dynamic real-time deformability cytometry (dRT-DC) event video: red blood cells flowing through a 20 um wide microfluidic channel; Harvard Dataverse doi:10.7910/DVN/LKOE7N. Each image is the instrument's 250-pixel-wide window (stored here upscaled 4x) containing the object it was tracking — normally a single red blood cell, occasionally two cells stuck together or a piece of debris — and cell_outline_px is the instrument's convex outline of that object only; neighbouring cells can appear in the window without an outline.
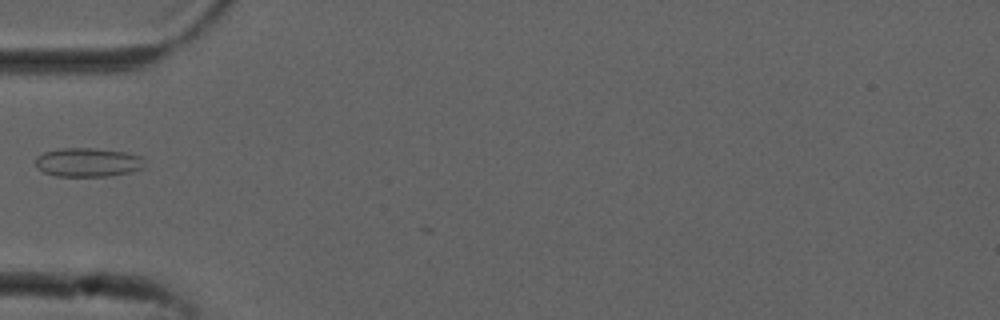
{"species": "common noctule bat (a hibernating species)", "species_latin": "Nyctalus noctula", "temperature_condition": "cold", "stored_images_in_passage": 7, "camera_frame_rate_fps": 3000, "um_per_image_px": 0.085, "animal": {"sex": "male", "forearm_length_mm": 52.5}, "frame": {"image": 1, "passage_image": 5, "time_ms": 1.333, "image_size_px": [1000, 320], "cell_outline_px": [[144, 164], [140, 168], [128, 172], [108, 176], [56, 176], [44, 172], [36, 168], [36, 156], [44, 152], [64, 148], [92, 148], [124, 152], [140, 156]], "centroid_in_image_um": [7.4, 13.8], "position_along_channel_um": 77.6, "area_um2": 18.09}}